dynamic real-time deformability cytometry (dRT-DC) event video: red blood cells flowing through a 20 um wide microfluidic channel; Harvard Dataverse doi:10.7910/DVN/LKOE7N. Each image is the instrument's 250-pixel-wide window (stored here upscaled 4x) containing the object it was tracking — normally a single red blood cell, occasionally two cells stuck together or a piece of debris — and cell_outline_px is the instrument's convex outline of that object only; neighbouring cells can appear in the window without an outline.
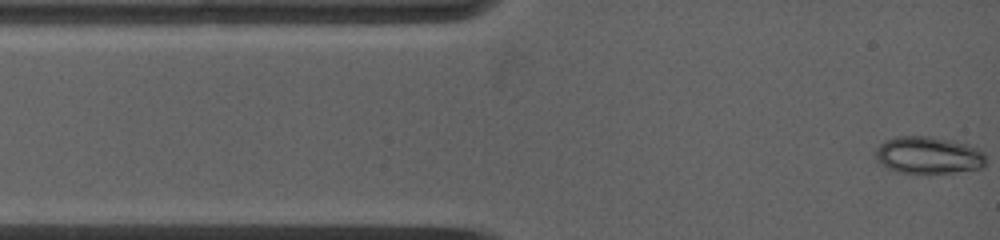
{"species": "common noctule bat (a hibernating species)", "species_latin": "Nyctalus noctula", "temperature_condition": "warm", "stored_images_in_passage": 4, "camera_frame_rate_fps": 5000, "um_per_image_px": 0.085, "animal": {"sex": "female", "body_mass_g": 19.0, "forearm_length_mm": 53.3}, "frame": {"image": 1, "passage_image": 1, "time_ms": 0.0, "image_size_px": [1000, 240], "cell_outline_px": [[984, 164], [980, 168], [956, 172], [896, 172], [880, 164], [876, 160], [876, 148], [880, 144], [888, 140], [900, 136], [928, 136], [952, 140], [968, 144], [980, 148], [984, 152]], "centroid_in_image_um": [78.92, 13.18], "position_along_channel_um": 6.1, "area_um2": 23.7}}